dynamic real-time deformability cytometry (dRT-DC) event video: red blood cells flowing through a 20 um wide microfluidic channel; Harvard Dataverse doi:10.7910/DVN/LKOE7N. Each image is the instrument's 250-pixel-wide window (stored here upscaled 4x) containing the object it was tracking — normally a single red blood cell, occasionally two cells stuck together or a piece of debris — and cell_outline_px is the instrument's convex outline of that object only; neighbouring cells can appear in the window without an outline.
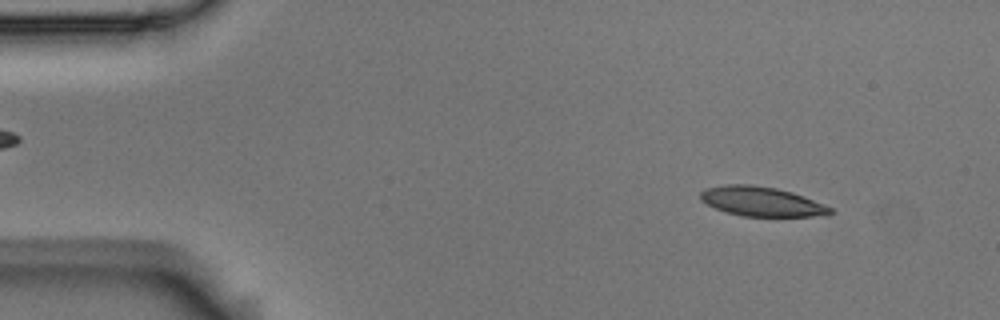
{"species": "Egyptian fruit bat (a non-hibernating species)", "species_latin": "Rousettus aegyptiacus", "temperature_condition": "room temperature", "stored_images_in_passage": 6, "camera_frame_rate_fps": 3000, "um_per_image_px": 0.085, "animal": {"sex": "male"}, "frame": {"image": 1, "passage_image": 1, "time_ms": 0.0, "image_size_px": [1000, 320], "cell_outline_px": [[832, 212], [828, 216], [744, 216], [728, 212], [716, 208], [700, 200], [700, 192], [704, 188], [724, 184], [748, 184], [776, 188], [792, 192], [824, 204], [832, 208]], "centroid_in_image_um": [64.73, 17.12], "position_along_channel_um": 20.3, "area_um2": 22.25}}
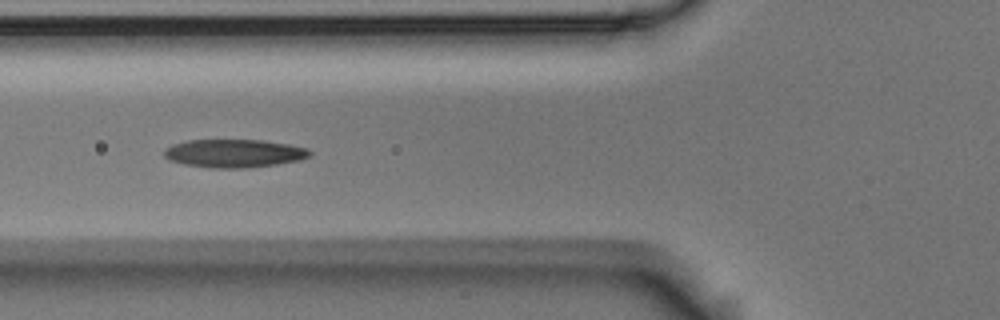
{"frame": {"image": 2, "passage_image": 5, "time_ms": 1.333, "image_size_px": [1000, 320], "cell_outline_px": [[312, 152], [308, 156], [300, 160], [276, 164], [244, 168], [212, 168], [184, 164], [168, 160], [164, 156], [164, 148], [172, 144], [188, 140], [264, 140], [288, 144], [308, 148]], "centroid_in_image_um": [19.87, 13.03], "position_along_channel_um": 105.9, "area_um2": 23.99}}
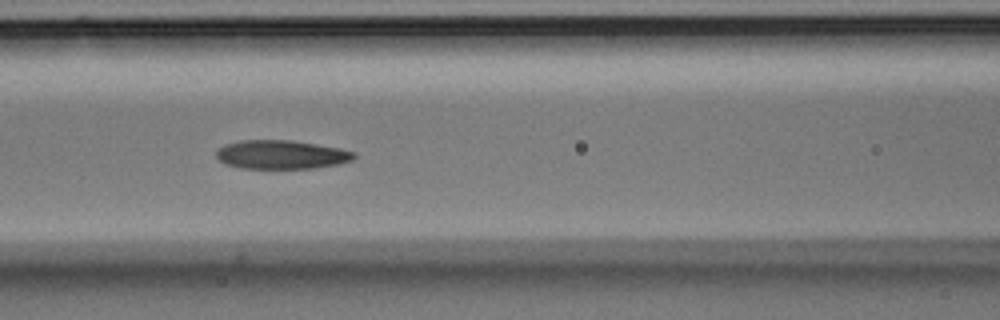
{"frame": {"image": 3, "passage_image": 6, "time_ms": 1.667, "image_size_px": [1000, 320], "cell_outline_px": [[356, 156], [352, 160], [340, 164], [316, 168], [240, 168], [224, 164], [216, 156], [216, 152], [224, 144], [240, 140], [292, 140], [340, 148], [352, 152]], "centroid_in_image_um": [23.9, 13.14], "position_along_channel_um": 142.7, "area_um2": 23.12}}